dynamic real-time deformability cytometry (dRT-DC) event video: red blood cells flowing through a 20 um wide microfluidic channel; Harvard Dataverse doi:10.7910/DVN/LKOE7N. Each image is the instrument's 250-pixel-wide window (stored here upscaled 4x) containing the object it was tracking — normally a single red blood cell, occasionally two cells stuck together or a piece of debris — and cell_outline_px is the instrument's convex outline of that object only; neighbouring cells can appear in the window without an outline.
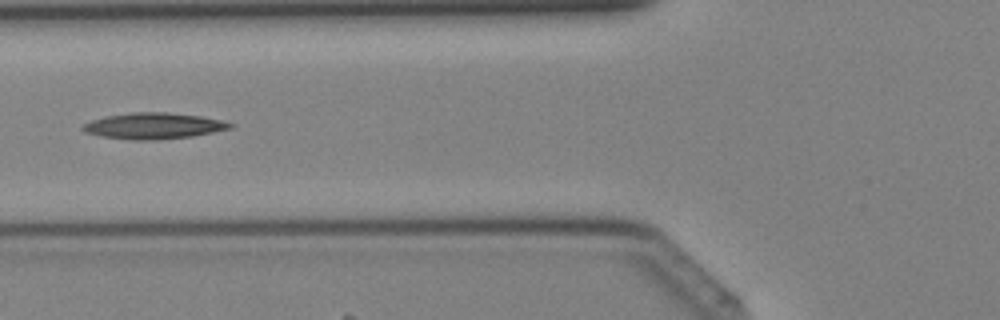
{"species": "Egyptian fruit bat (a non-hibernating species)", "species_latin": "Rousettus aegyptiacus", "temperature_condition": "cold", "stored_images_in_passage": 5, "camera_frame_rate_fps": 3000, "um_per_image_px": 0.085, "animal": {"sex": "female"}, "frame": {"image": 1, "passage_image": 5, "time_ms": 1.333, "image_size_px": [1000, 320], "cell_outline_px": [[236, 124], [232, 128], [192, 136], [156, 140], [132, 140], [100, 136], [84, 132], [80, 128], [84, 124], [92, 120], [104, 116], [132, 112], [168, 112], [200, 116], [220, 120]], "centroid_in_image_um": [13.03, 10.7], "position_along_channel_um": 112.8, "area_um2": 22.48}}